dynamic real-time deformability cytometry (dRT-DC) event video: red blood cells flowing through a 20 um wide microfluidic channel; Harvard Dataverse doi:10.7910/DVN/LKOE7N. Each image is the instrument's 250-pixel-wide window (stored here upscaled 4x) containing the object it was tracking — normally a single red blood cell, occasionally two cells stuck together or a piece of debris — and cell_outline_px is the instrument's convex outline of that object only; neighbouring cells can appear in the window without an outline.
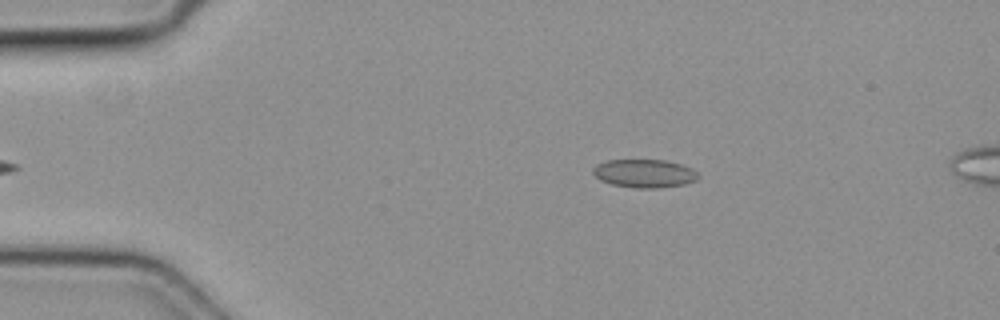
{"species": "common noctule bat (a hibernating species)", "species_latin": "Nyctalus noctula", "temperature_condition": "cold", "stored_images_in_passage": 4, "camera_frame_rate_fps": 3000, "um_per_image_px": 0.085, "animal": {"sex": "female", "body_mass_g": 19.3, "forearm_length_mm": 54.1}, "frame": {"image": 1, "passage_image": 4, "time_ms": 1.0, "image_size_px": [1000, 320], "cell_outline_px": [[700, 176], [696, 180], [684, 184], [656, 188], [640, 188], [612, 184], [600, 180], [592, 172], [592, 168], [596, 164], [608, 160], [664, 160], [680, 164], [692, 168]], "centroid_in_image_um": [54.76, 14.73], "position_along_channel_um": 30.2, "area_um2": 17.22}}